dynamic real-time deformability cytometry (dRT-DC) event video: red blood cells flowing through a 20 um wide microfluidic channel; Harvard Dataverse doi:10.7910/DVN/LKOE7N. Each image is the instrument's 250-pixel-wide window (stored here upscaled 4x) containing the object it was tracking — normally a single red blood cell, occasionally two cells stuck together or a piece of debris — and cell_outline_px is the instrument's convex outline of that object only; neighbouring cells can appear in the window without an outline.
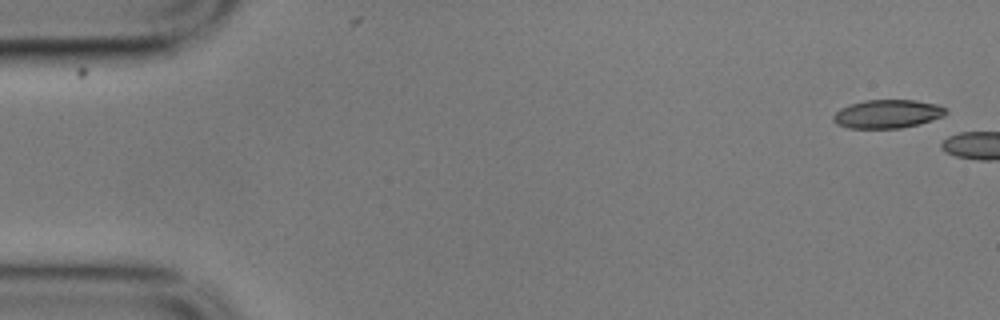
{"species": "common noctule bat (a hibernating species)", "species_latin": "Nyctalus noctula", "temperature_condition": "cold", "stored_images_in_passage": 4, "camera_frame_rate_fps": 3000, "um_per_image_px": 0.085, "animal": {"sex": "male", "body_mass_g": 17.9}, "frame": {"image": 1, "passage_image": 1, "time_ms": 0.0, "image_size_px": [1000, 320], "cell_outline_px": [[948, 112], [944, 116], [920, 124], [900, 128], [848, 128], [836, 124], [832, 120], [832, 116], [840, 108], [864, 100], [916, 100], [936, 104], [944, 108]], "centroid_in_image_um": [75.42, 9.69], "position_along_channel_um": 9.6, "area_um2": 18.73}}